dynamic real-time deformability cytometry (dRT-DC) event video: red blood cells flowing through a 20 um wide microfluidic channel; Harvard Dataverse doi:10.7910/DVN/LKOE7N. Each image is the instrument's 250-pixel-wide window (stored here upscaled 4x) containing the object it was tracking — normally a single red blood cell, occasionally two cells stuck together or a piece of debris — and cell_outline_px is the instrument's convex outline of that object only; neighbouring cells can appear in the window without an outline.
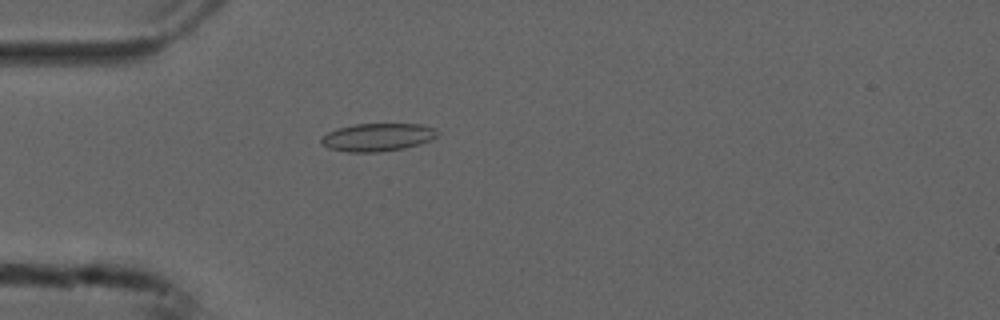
{"species": "common noctule bat (a hibernating species)", "species_latin": "Nyctalus noctula", "temperature_condition": "cold", "stored_images_in_passage": 42, "camera_frame_rate_fps": 3000, "um_per_image_px": 0.085, "animal": {"sex": "male", "forearm_length_mm": 52.5}, "frame": {"image": 1, "passage_image": 3, "time_ms": 0.667, "image_size_px": [1000, 320], "cell_outline_px": [[440, 132], [436, 136], [428, 140], [404, 148], [380, 152], [348, 152], [328, 148], [320, 144], [320, 140], [328, 132], [340, 128], [356, 124], [420, 124], [436, 128]], "centroid_in_image_um": [32.08, 11.66], "position_along_channel_um": 52.9, "area_um2": 18.73}}
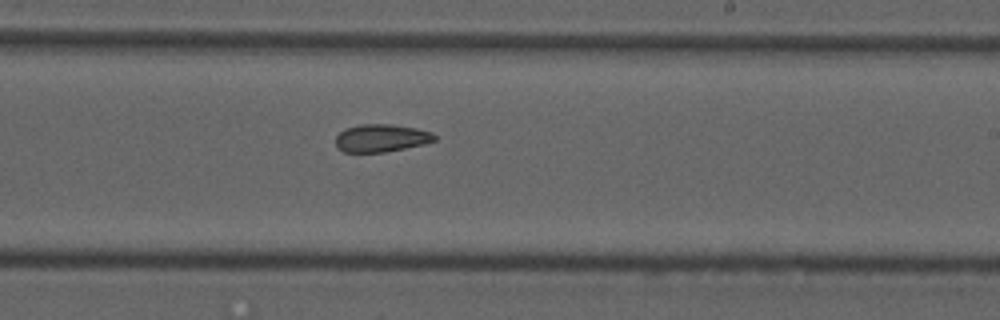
{"frame": {"image": 2, "passage_image": 20, "time_ms": 6.333, "image_size_px": [1000, 320], "cell_outline_px": [[436, 140], [424, 144], [384, 152], [344, 152], [336, 148], [336, 136], [344, 128], [360, 124], [392, 124], [416, 128], [432, 132], [436, 136]], "centroid_in_image_um": [32.39, 11.73], "position_along_channel_um": 256.6, "area_um2": 16.07}}
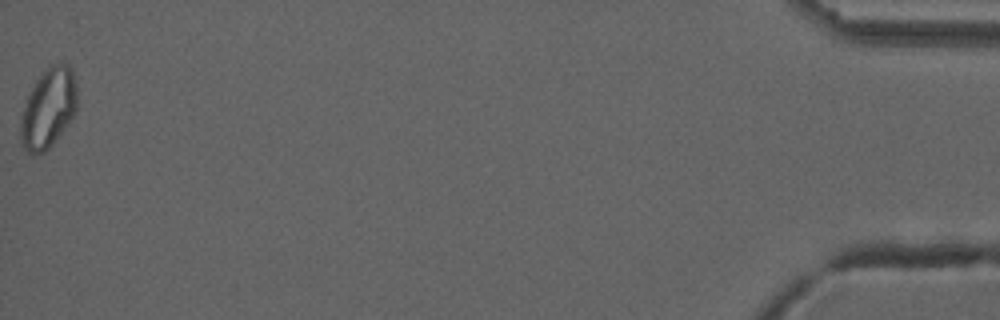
{"frame": {"image": 3, "passage_image": 42, "time_ms": 13.667, "image_size_px": [1000, 320], "cell_outline_px": [[76, 112], [68, 124], [52, 144], [44, 152], [28, 152], [20, 144], [20, 124], [24, 108], [28, 96], [36, 80], [52, 64], [68, 64], [72, 68], [76, 80]], "centroid_in_image_um": [4.12, 9.19], "position_along_channel_um": 431.1, "area_um2": 25.84}, "authors_computed_cell_mechanics": {"area_um2": 17.2244, "velocity_mm_per_s": 3.7468, "shape_relaxation_time_tau1_ms": null, "shape_relaxation_time_tau2_ms": 10.0064, "deformation_change_tau1": null, "deformation_change_tau2": 0.1341}}